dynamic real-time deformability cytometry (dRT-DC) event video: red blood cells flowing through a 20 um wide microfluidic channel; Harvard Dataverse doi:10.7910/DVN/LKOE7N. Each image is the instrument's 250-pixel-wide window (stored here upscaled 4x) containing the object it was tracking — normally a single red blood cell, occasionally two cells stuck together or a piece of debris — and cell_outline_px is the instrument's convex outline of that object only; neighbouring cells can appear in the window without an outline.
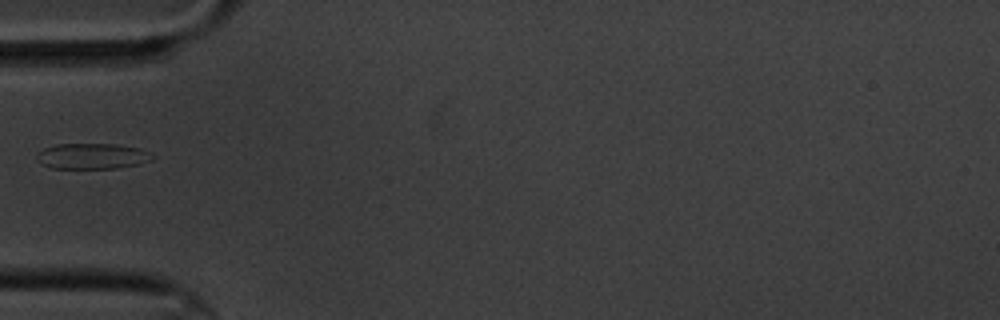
{"species": "common noctule bat (a hibernating species)", "species_latin": "Nyctalus noctula", "temperature_condition": "cold", "stored_images_in_passage": 6, "camera_frame_rate_fps": 3000, "um_per_image_px": 0.085, "animal": {"sex": "male", "body_mass_g": 20.1, "forearm_length_mm": 53.5}, "frame": {"image": 1, "passage_image": 1, "time_ms": 0.0, "image_size_px": [1000, 320], "cell_outline_px": [[156, 156], [152, 160], [140, 164], [116, 168], [52, 168], [40, 164], [36, 160], [36, 156], [44, 148], [56, 144], [116, 144], [140, 148], [152, 152]], "centroid_in_image_um": [7.88, 13.27], "position_along_channel_um": 77.1, "area_um2": 17.51}}
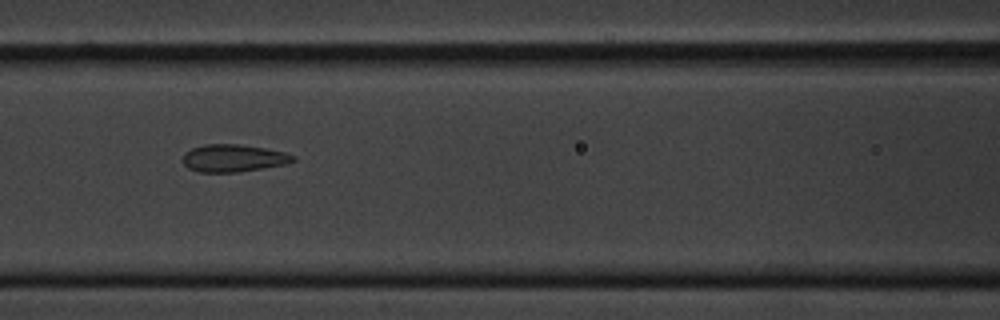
{"frame": {"image": 2, "passage_image": 3, "time_ms": 2.0, "image_size_px": [1000, 320], "cell_outline_px": [[296, 160], [288, 164], [236, 172], [200, 172], [188, 168], [184, 164], [184, 152], [192, 148], [204, 144], [240, 144], [264, 148], [284, 152], [296, 156]], "centroid_in_image_um": [19.86, 13.44], "position_along_channel_um": 146.7, "area_um2": 17.63}}
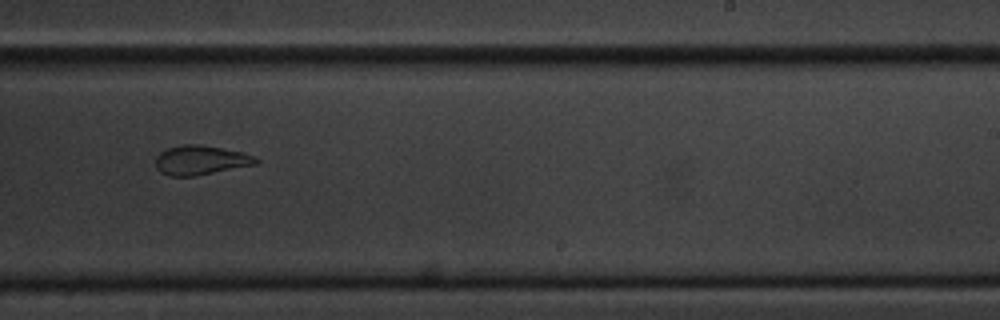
{"frame": {"image": 3, "passage_image": 6, "time_ms": 5.667, "image_size_px": [1000, 320], "cell_outline_px": [[260, 160], [256, 164], [192, 176], [172, 176], [160, 172], [156, 168], [156, 156], [160, 152], [168, 148], [184, 144], [200, 144], [240, 152], [252, 156]], "centroid_in_image_um": [17.0, 13.61], "position_along_channel_um": 272.0, "area_um2": 16.82}}